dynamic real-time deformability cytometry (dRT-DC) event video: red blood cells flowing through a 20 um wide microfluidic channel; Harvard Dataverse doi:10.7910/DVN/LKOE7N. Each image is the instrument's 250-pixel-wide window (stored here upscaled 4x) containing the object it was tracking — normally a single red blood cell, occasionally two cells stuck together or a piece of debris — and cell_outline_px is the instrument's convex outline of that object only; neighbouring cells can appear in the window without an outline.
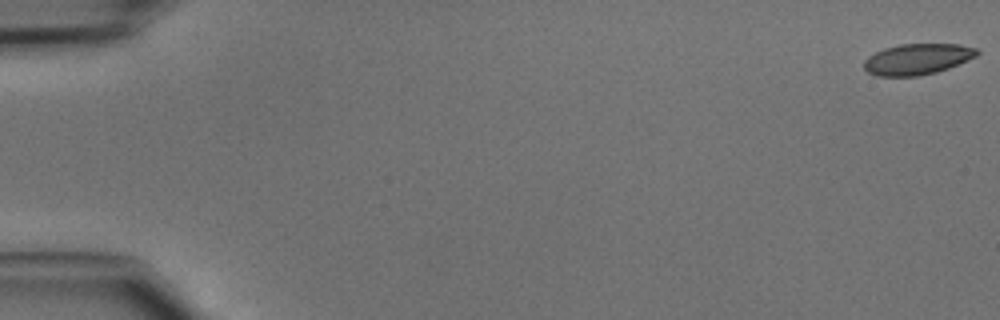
{"species": "common noctule bat (a hibernating species)", "species_latin": "Nyctalus noctula", "temperature_condition": "cold", "stored_images_in_passage": 48, "camera_frame_rate_fps": 3000, "um_per_image_px": 0.085, "animal": {"sex": "male", "body_mass_g": 15.6}, "frame": {"image": 1, "passage_image": 1, "time_ms": 0.0, "image_size_px": [1000, 320], "cell_outline_px": [[980, 52], [976, 56], [968, 60], [948, 68], [936, 72], [920, 76], [876, 76], [868, 72], [864, 68], [864, 60], [868, 56], [884, 48], [900, 44], [960, 44], [976, 48]], "centroid_in_image_um": [77.97, 5.03], "position_along_channel_um": 7.0, "area_um2": 20.4}}
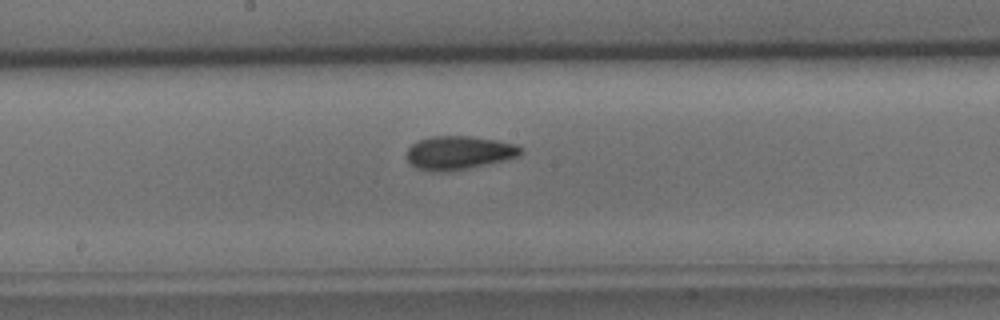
{"frame": {"image": 2, "passage_image": 26, "time_ms": 8.333, "image_size_px": [1000, 320], "cell_outline_px": [[524, 152], [520, 156], [504, 160], [452, 172], [432, 172], [416, 168], [408, 164], [408, 148], [412, 144], [420, 140], [432, 136], [468, 136], [496, 140], [516, 144], [524, 148]], "centroid_in_image_um": [39.02, 13.0], "position_along_channel_um": 209.2, "area_um2": 22.54}}
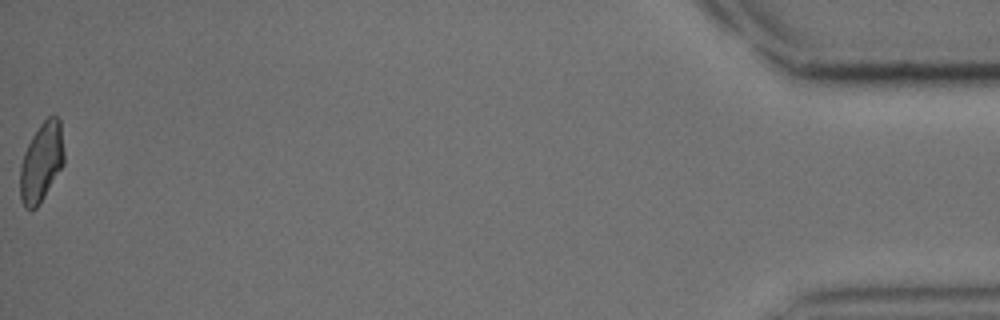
{"frame": {"image": 3, "passage_image": 48, "time_ms": 15.667, "image_size_px": [1000, 320], "cell_outline_px": [[64, 164], [44, 196], [36, 208], [24, 208], [20, 200], [20, 164], [24, 152], [32, 136], [40, 124], [48, 116], [56, 116], [60, 120], [64, 152]], "centroid_in_image_um": [3.51, 13.78], "position_along_channel_um": 431.7, "area_um2": 20.23}}